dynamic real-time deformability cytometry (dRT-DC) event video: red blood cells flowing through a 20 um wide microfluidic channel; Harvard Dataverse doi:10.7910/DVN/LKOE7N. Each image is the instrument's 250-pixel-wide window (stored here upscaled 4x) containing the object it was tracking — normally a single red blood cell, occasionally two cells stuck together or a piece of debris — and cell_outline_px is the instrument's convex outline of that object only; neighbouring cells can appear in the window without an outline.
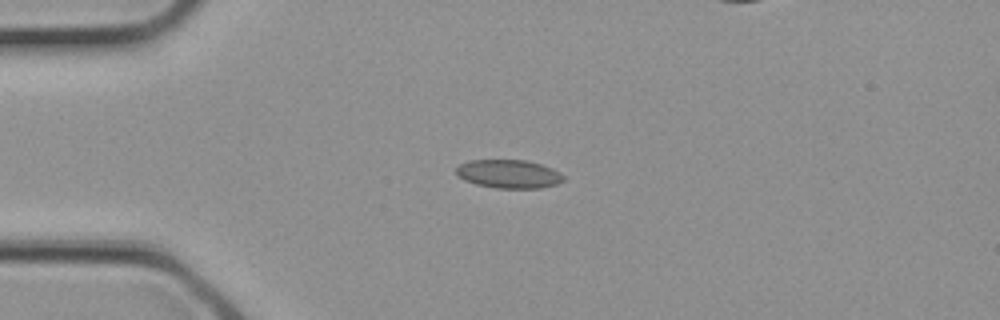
{"species": "common noctule bat (a hibernating species)", "species_latin": "Nyctalus noctula", "temperature_condition": "cold", "stored_images_in_passage": 2, "camera_frame_rate_fps": 3000, "um_per_image_px": 0.085, "animal": {"sex": "female", "body_mass_g": 21.9}, "frame": {"image": 1, "passage_image": 2, "time_ms": 0.333, "image_size_px": [1000, 320], "cell_outline_px": [[564, 180], [556, 184], [540, 188], [496, 188], [476, 184], [464, 180], [456, 176], [456, 168], [460, 164], [468, 160], [528, 160], [552, 168], [560, 172], [564, 176]], "centroid_in_image_um": [43.23, 14.78], "position_along_channel_um": 41.8, "area_um2": 17.92}}